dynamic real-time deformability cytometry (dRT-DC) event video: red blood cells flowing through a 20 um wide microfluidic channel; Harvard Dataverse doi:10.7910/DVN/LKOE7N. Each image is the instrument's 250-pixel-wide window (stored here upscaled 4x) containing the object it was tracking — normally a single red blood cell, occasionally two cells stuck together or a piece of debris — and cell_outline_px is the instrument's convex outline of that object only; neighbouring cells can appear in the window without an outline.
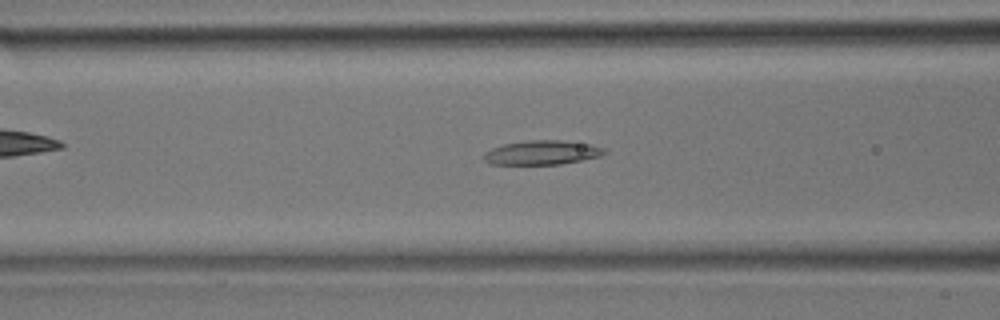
{"species": "common noctule bat (a hibernating species)", "species_latin": "Nyctalus noctula", "temperature_condition": "room temperature", "stored_images_in_passage": 35, "camera_frame_rate_fps": 3000, "um_per_image_px": 0.085, "animal": {"sex": "male", "body_mass_g": 17.9}, "frame": {"image": 1, "passage_image": 13, "time_ms": 4.0, "image_size_px": [1000, 320], "cell_outline_px": [[608, 152], [600, 156], [560, 164], [488, 164], [484, 160], [484, 152], [492, 148], [504, 144], [524, 140], [560, 140], [592, 144], [604, 148]], "centroid_in_image_um": [46.07, 12.96], "position_along_channel_um": 120.5, "area_um2": 17.05}}
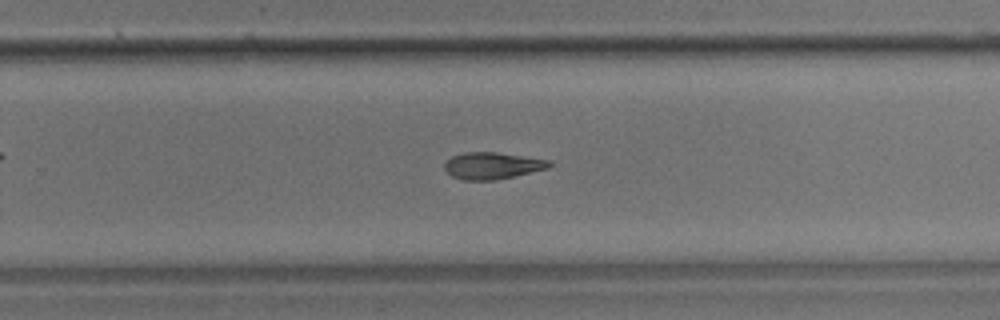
{"frame": {"image": 2, "passage_image": 22, "time_ms": 7.0, "image_size_px": [1000, 320], "cell_outline_px": [[552, 164], [548, 168], [496, 180], [464, 180], [452, 176], [444, 168], [444, 164], [452, 156], [464, 152], [496, 152], [552, 160]], "centroid_in_image_um": [41.86, 14.07], "position_along_channel_um": 287.9, "area_um2": 16.3}}
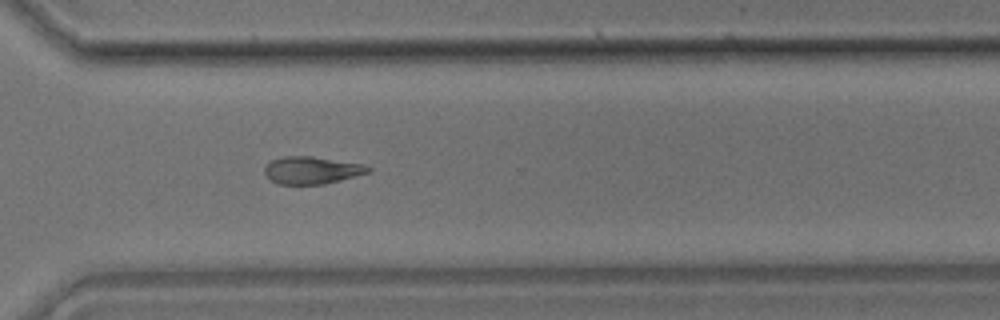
{"frame": {"image": 3, "passage_image": 25, "time_ms": 8.0, "image_size_px": [1000, 320], "cell_outline_px": [[372, 172], [324, 184], [276, 184], [268, 180], [264, 172], [264, 168], [272, 160], [284, 156], [312, 156], [364, 164], [372, 168]], "centroid_in_image_um": [26.51, 14.47], "position_along_channel_um": 344.1, "area_um2": 16.7}}